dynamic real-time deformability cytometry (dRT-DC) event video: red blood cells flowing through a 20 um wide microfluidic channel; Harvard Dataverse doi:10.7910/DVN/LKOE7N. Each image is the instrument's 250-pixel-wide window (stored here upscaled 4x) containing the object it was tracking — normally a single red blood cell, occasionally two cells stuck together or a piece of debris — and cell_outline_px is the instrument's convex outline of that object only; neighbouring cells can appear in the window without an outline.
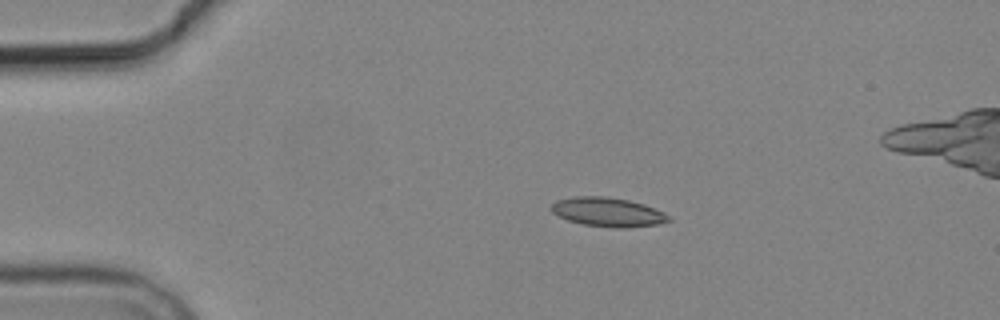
{"species": "common noctule bat (a hibernating species)", "species_latin": "Nyctalus noctula", "temperature_condition": "cold", "stored_images_in_passage": 3, "camera_frame_rate_fps": 3000, "um_per_image_px": 0.085, "animal": {"sex": "male", "body_mass_g": 19.2, "forearm_length_mm": 51.8}, "frame": {"image": 1, "passage_image": 1, "time_ms": 0.0, "image_size_px": [1000, 320], "cell_outline_px": [[672, 220], [660, 224], [624, 228], [616, 228], [584, 224], [568, 220], [552, 212], [552, 204], [556, 200], [576, 196], [608, 196], [628, 200], [644, 204], [664, 212]], "centroid_in_image_um": [51.7, 18.02], "position_along_channel_um": 33.3, "area_um2": 19.83}}